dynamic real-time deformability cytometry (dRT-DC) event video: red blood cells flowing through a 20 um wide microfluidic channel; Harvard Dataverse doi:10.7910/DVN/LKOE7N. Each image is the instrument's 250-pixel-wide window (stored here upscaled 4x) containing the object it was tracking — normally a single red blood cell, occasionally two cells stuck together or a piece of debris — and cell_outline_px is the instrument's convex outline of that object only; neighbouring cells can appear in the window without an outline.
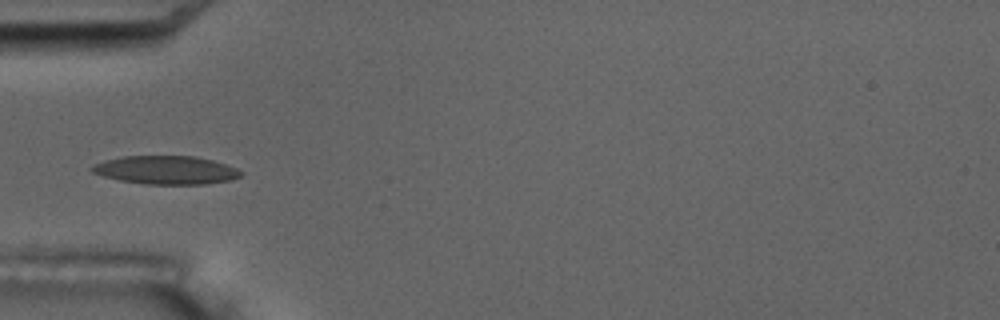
{"species": "common noctule bat (a hibernating species)", "species_latin": "Nyctalus noctula", "temperature_condition": "room temperature", "stored_images_in_passage": 8, "camera_frame_rate_fps": 3000, "um_per_image_px": 0.085, "animal": {"sex": "male", "body_mass_g": 17.5, "forearm_length_mm": 52.3}, "frame": {"image": 1, "passage_image": 3, "time_ms": 2.0, "image_size_px": [1000, 320], "cell_outline_px": [[244, 172], [240, 176], [232, 180], [204, 184], [148, 184], [120, 180], [104, 176], [92, 172], [88, 168], [92, 164], [104, 160], [124, 156], [196, 156], [212, 160], [236, 168]], "centroid_in_image_um": [14.09, 14.45], "position_along_channel_um": 70.9, "area_um2": 24.62}}
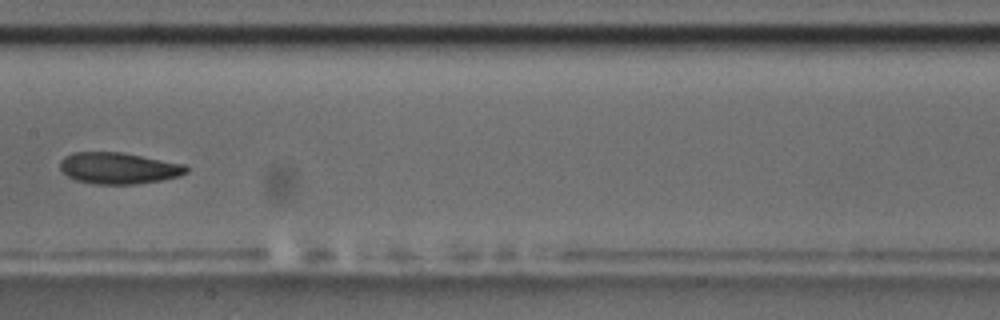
{"frame": {"image": 2, "passage_image": 6, "time_ms": 5.667, "image_size_px": [1000, 320], "cell_outline_px": [[188, 172], [180, 176], [160, 180], [136, 184], [96, 184], [76, 180], [68, 176], [60, 168], [60, 160], [64, 156], [72, 152], [120, 152], [184, 164], [188, 168]], "centroid_in_image_um": [10.07, 14.29], "position_along_channel_um": 197.3, "area_um2": 23.0}}